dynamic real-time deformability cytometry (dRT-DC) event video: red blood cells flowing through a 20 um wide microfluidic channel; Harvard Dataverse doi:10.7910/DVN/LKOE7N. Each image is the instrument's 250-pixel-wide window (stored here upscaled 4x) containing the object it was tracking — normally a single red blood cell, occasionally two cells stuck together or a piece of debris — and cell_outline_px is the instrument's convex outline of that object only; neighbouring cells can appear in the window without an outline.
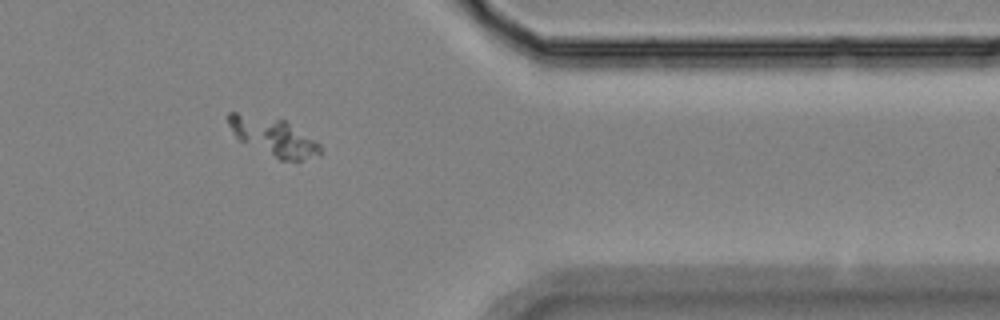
{"species": "Egyptian fruit bat (a non-hibernating species)", "species_latin": "Rousettus aegyptiacus", "temperature_condition": "room temperature", "stored_images_in_passage": 16, "segment_of_instrument_passage": [2, 2], "camera_frame_rate_fps": 3000, "um_per_image_px": 0.085, "animal": {"sex": "female"}, "frame": {"image": 1, "passage_image": 14, "time_ms": 16.0, "image_size_px": [1000, 320], "cell_outline_px": [[320, 156], [300, 160], [280, 160], [240, 140], [236, 136], [228, 124], [228, 112], [236, 112], [288, 120], [316, 140], [320, 144]], "centroid_in_image_um": [23.29, 11.61], "position_along_channel_um": 388.1, "area_um2": 20.35}}
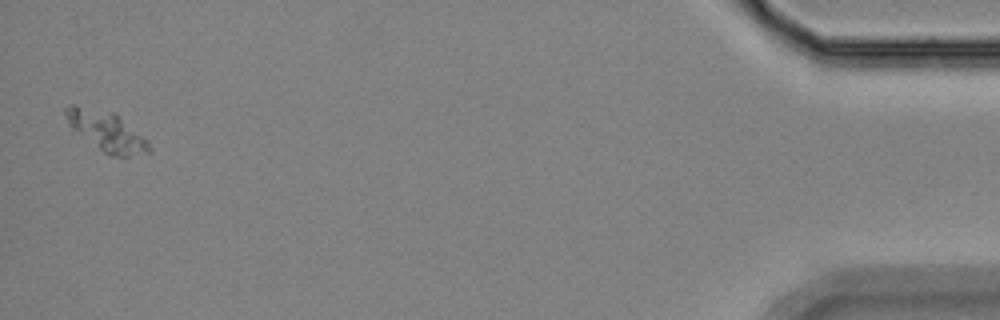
{"frame": {"image": 2, "passage_image": 16, "time_ms": 19.0, "image_size_px": [1000, 320], "cell_outline_px": [[152, 152], [128, 156], [108, 156], [72, 128], [68, 124], [64, 112], [64, 108], [68, 104], [76, 104], [112, 112], [148, 140], [152, 148]], "centroid_in_image_um": [9.04, 11.15], "position_along_channel_um": 426.2, "area_um2": 19.13}}